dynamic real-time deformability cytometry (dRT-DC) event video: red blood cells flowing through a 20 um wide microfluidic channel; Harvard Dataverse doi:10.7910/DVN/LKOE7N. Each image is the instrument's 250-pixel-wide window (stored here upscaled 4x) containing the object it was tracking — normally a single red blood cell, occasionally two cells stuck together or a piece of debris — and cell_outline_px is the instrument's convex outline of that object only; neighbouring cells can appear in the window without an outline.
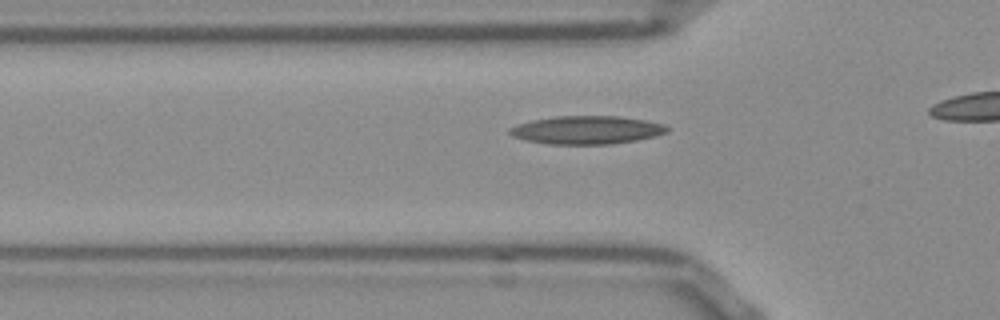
{"species": "Egyptian fruit bat (a non-hibernating species)", "species_latin": "Rousettus aegyptiacus", "temperature_condition": "room temperature", "stored_images_in_passage": 19, "camera_frame_rate_fps": 3000, "um_per_image_px": 0.085, "frame": {"image": 1, "passage_image": 10, "time_ms": 3.0, "image_size_px": [1000, 320], "cell_outline_px": [[668, 132], [656, 136], [636, 140], [608, 144], [548, 144], [524, 140], [512, 136], [508, 132], [508, 128], [516, 124], [532, 120], [556, 116], [620, 116], [644, 120], [664, 124], [668, 128]], "centroid_in_image_um": [49.83, 11.05], "position_along_channel_um": 76.0, "area_um2": 25.95}}
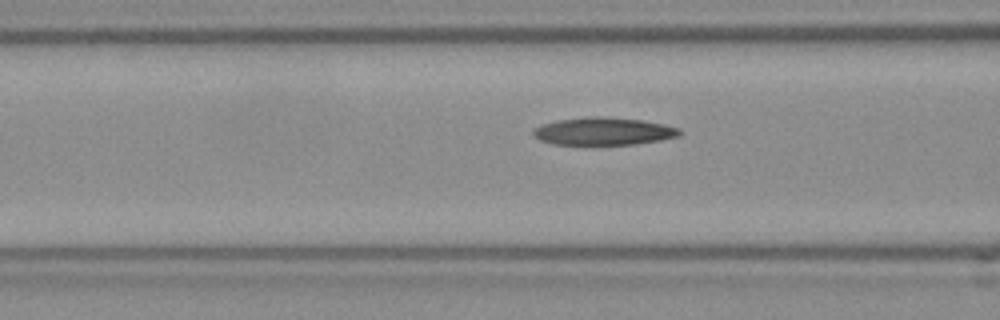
{"frame": {"image": 2, "passage_image": 13, "time_ms": 4.0, "image_size_px": [1000, 320], "cell_outline_px": [[684, 132], [680, 136], [660, 140], [632, 144], [552, 144], [540, 140], [532, 132], [532, 128], [540, 124], [556, 120], [588, 116], [600, 116], [640, 120], [664, 124], [680, 128]], "centroid_in_image_um": [51.29, 11.15], "position_along_channel_um": 115.3, "area_um2": 23.64}}
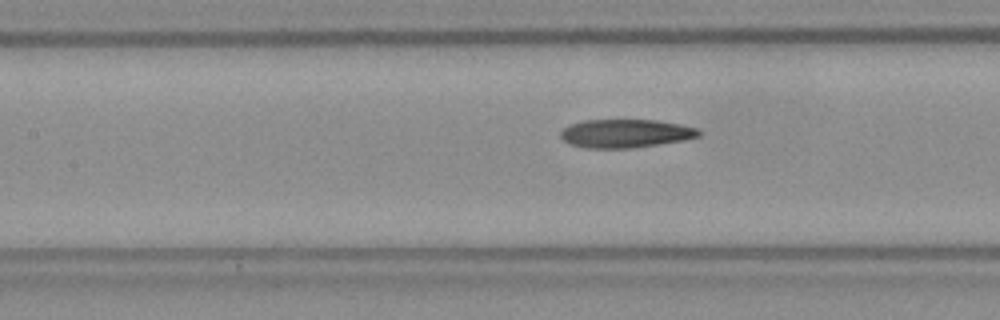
{"frame": {"image": 3, "passage_image": 16, "time_ms": 5.0, "image_size_px": [1000, 320], "cell_outline_px": [[700, 136], [684, 140], [632, 148], [588, 148], [568, 144], [560, 136], [560, 132], [568, 124], [584, 120], [656, 120], [680, 124], [696, 128], [700, 132]], "centroid_in_image_um": [53.14, 11.34], "position_along_channel_um": 154.3, "area_um2": 22.89}}